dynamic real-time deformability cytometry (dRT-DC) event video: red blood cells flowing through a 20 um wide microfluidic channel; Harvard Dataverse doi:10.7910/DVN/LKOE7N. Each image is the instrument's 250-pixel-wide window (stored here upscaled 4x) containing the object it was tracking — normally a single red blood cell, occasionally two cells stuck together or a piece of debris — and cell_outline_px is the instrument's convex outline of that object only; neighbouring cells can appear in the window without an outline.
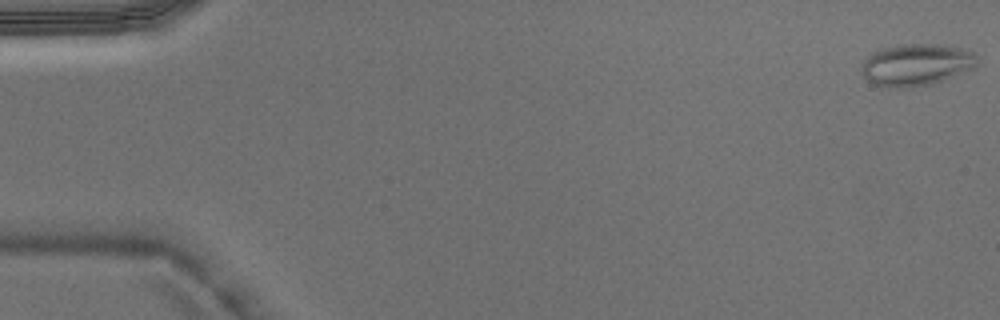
{"species": "Egyptian fruit bat (a non-hibernating species)", "species_latin": "Rousettus aegyptiacus", "temperature_condition": "warm", "stored_images_in_passage": 4, "camera_frame_rate_fps": 3000, "um_per_image_px": 0.085, "animal": {"sex": "male"}, "frame": {"image": 1, "passage_image": 1, "time_ms": 0.0, "image_size_px": [1000, 320], "cell_outline_px": [[976, 68], [928, 84], [904, 88], [888, 88], [872, 84], [860, 72], [860, 68], [864, 60], [872, 52], [896, 44], [944, 44], [960, 48], [972, 52], [976, 56]], "centroid_in_image_um": [77.83, 5.49], "position_along_channel_um": 7.2, "area_um2": 28.26}}